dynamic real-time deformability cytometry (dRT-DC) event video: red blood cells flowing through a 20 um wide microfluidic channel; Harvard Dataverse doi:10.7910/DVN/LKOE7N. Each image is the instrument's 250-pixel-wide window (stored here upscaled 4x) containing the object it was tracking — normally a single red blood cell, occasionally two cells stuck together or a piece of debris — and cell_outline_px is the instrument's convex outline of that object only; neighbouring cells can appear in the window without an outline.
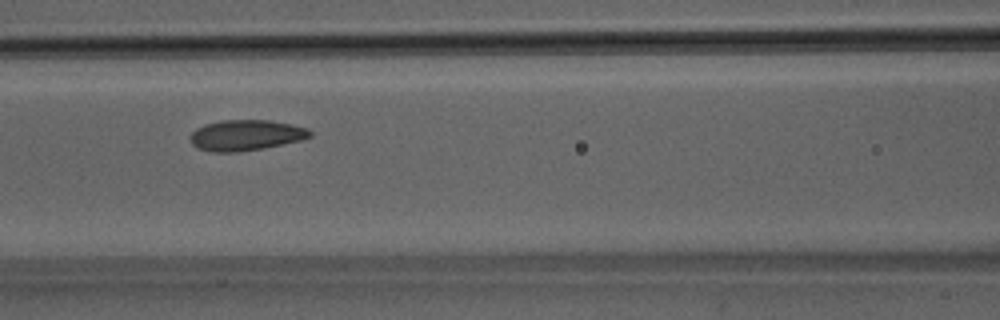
{"species": "Egyptian fruit bat (a non-hibernating species)", "species_latin": "Rousettus aegyptiacus", "temperature_condition": "room temperature", "stored_images_in_passage": 45, "camera_frame_rate_fps": 3000, "um_per_image_px": 0.085, "animal": {"sex": "male"}, "frame": {"image": 1, "passage_image": 17, "time_ms": 5.333, "image_size_px": [1000, 320], "cell_outline_px": [[312, 136], [300, 140], [264, 148], [236, 152], [212, 152], [196, 148], [192, 144], [188, 136], [196, 128], [204, 124], [220, 120], [268, 120], [308, 128], [312, 132]], "centroid_in_image_um": [20.84, 11.49], "position_along_channel_um": 145.8, "area_um2": 21.5}}
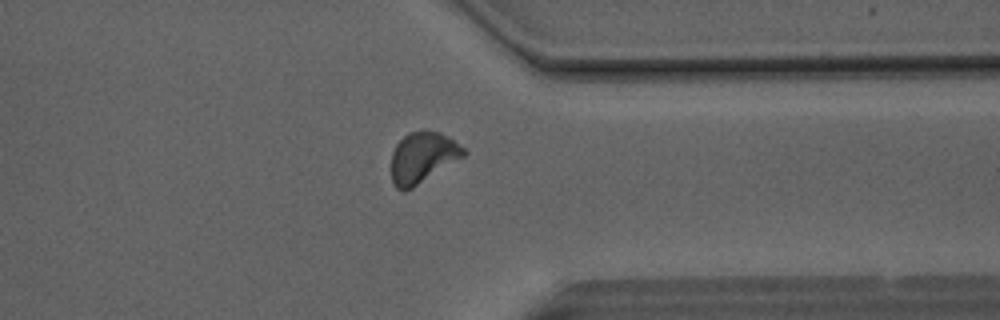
{"frame": {"image": 2, "passage_image": 34, "time_ms": 11.0, "image_size_px": [1000, 320], "cell_outline_px": [[468, 152], [464, 156], [412, 188], [404, 192], [400, 192], [392, 184], [392, 152], [396, 144], [408, 132], [424, 128], [440, 132], [448, 136], [464, 148]], "centroid_in_image_um": [35.91, 13.36], "position_along_channel_um": 375.5, "area_um2": 21.68}}
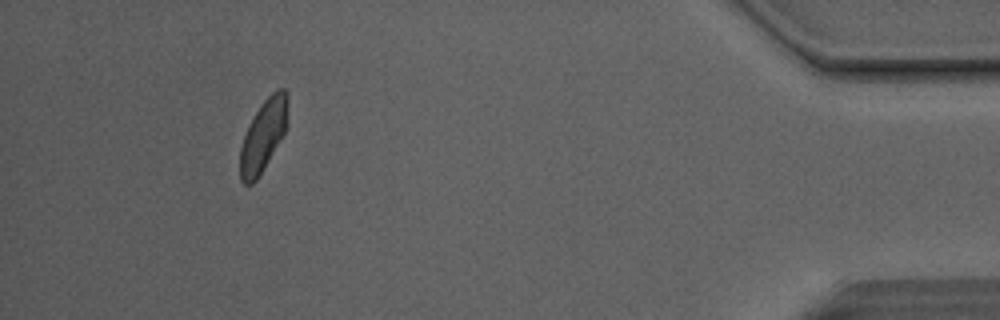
{"frame": {"image": 3, "passage_image": 41, "time_ms": 13.333, "image_size_px": [1000, 320], "cell_outline_px": [[288, 124], [284, 132], [256, 180], [252, 184], [244, 184], [240, 180], [240, 148], [248, 124], [264, 100], [276, 88], [284, 88], [288, 96]], "centroid_in_image_um": [22.38, 11.47], "position_along_channel_um": 412.8, "area_um2": 19.71}, "authors_computed_cell_mechanics": {"area_um2": 20.7502, "velocity_mm_per_s": 4.1178, "shape_relaxation_time_tau1_ms": 7.283, "shape_relaxation_time_tau2_ms": 1.6757, "deformation_change_tau1": 0.1416, "deformation_change_tau2": 0.0717}}